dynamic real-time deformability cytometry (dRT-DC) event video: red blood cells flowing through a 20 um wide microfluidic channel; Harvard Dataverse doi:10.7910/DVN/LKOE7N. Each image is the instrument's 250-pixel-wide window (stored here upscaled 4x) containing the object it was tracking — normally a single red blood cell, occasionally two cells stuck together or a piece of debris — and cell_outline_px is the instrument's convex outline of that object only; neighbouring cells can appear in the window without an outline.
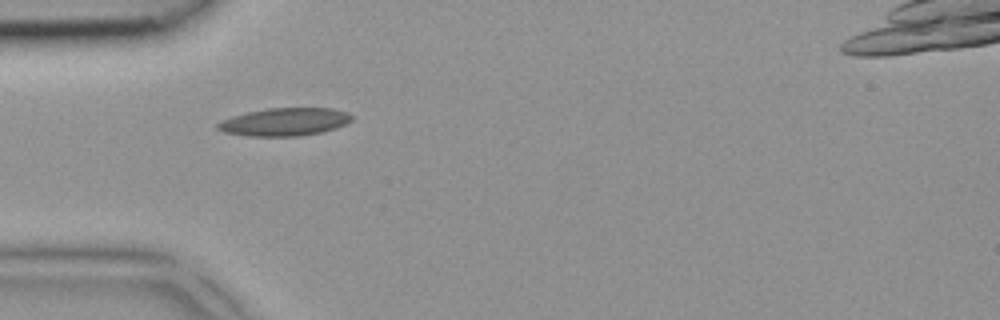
{"species": "common noctule bat (a hibernating species)", "species_latin": "Nyctalus noctula", "temperature_condition": "room temperature", "stored_images_in_passage": 2, "camera_frame_rate_fps": 3000, "um_per_image_px": 0.085, "animal": {"sex": "female", "body_mass_g": 18.4}, "frame": {"image": 1, "passage_image": 1, "time_ms": 0.0, "image_size_px": [1000, 320], "cell_outline_px": [[352, 120], [336, 128], [320, 132], [296, 136], [248, 136], [224, 132], [216, 128], [216, 124], [232, 116], [248, 112], [268, 108], [332, 108], [348, 112], [352, 116]], "centroid_in_image_um": [24.2, 10.35], "position_along_channel_um": 60.8, "area_um2": 21.62}}